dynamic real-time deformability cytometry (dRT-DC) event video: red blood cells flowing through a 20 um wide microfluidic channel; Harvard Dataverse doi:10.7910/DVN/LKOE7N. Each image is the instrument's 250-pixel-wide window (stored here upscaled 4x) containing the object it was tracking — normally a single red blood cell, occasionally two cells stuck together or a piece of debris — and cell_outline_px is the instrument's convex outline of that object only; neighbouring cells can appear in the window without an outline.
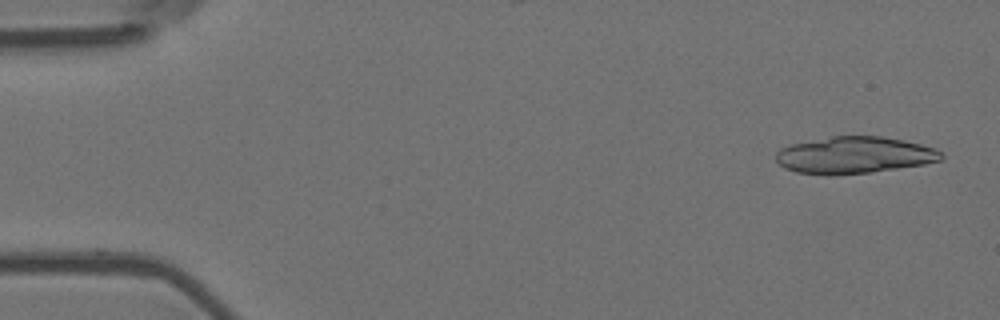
{"species": "Egyptian fruit bat (a non-hibernating species)", "species_latin": "Rousettus aegyptiacus", "temperature_condition": "room temperature", "stored_images_in_passage": 5, "camera_frame_rate_fps": 3000, "um_per_image_px": 0.085, "animal": {"sex": "female"}, "frame": {"image": 1, "passage_image": 1, "time_ms": 0.0, "image_size_px": [1000, 320], "cell_outline_px": [[944, 156], [940, 160], [924, 164], [872, 172], [832, 176], [828, 176], [796, 172], [784, 168], [776, 160], [776, 152], [780, 148], [788, 144], [832, 136], [880, 136], [904, 140], [936, 148]], "centroid_in_image_um": [72.57, 13.19], "position_along_channel_um": 12.4, "area_um2": 35.78}}
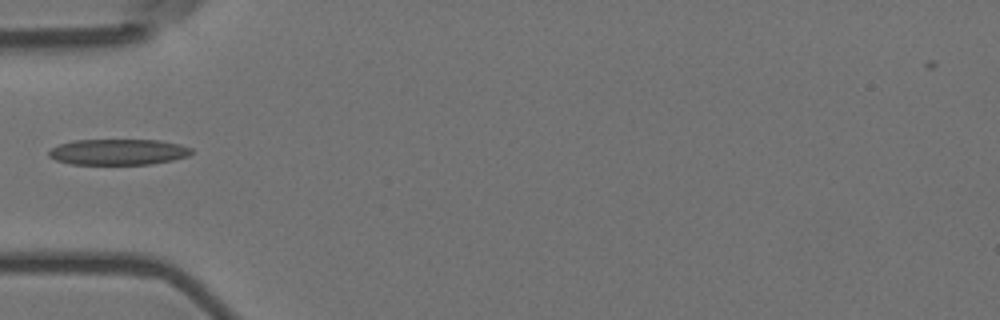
{"frame": {"image": 2, "passage_image": 5, "time_ms": 1.333, "image_size_px": [1000, 320], "cell_outline_px": [[192, 152], [188, 156], [172, 160], [148, 164], [72, 164], [56, 160], [48, 156], [48, 152], [52, 148], [60, 144], [72, 140], [160, 140], [180, 144], [192, 148]], "centroid_in_image_um": [10.05, 12.91], "position_along_channel_um": 75.0, "area_um2": 21.44}}